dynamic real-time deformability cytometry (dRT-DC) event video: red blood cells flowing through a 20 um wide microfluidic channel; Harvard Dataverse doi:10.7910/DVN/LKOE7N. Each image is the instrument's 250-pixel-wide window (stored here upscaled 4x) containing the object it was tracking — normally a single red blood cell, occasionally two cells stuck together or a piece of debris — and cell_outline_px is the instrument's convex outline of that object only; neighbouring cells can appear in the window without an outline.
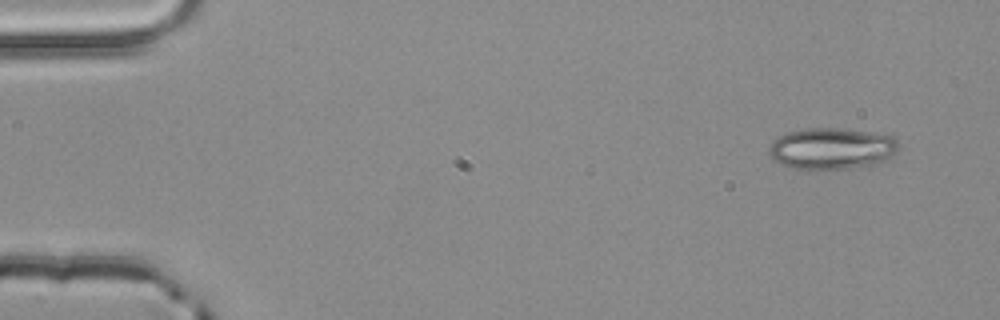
{"species": "common noctule bat (a hibernating species)", "species_latin": "Nyctalus noctula", "temperature_condition": "room temperature", "stored_images_in_passage": 4, "camera_frame_rate_fps": 3000, "um_per_image_px": 0.085, "animal": {"sex": "male", "body_mass_g": 20.4}, "frame": {"image": 1, "passage_image": 1, "time_ms": 0.0, "image_size_px": [1000, 320], "cell_outline_px": [[896, 152], [892, 156], [880, 164], [848, 168], [812, 172], [808, 172], [792, 168], [780, 164], [768, 152], [768, 148], [780, 136], [788, 132], [804, 128], [840, 128], [892, 136], [896, 140]], "centroid_in_image_um": [70.67, 12.67], "position_along_channel_um": 14.3, "area_um2": 31.67}}